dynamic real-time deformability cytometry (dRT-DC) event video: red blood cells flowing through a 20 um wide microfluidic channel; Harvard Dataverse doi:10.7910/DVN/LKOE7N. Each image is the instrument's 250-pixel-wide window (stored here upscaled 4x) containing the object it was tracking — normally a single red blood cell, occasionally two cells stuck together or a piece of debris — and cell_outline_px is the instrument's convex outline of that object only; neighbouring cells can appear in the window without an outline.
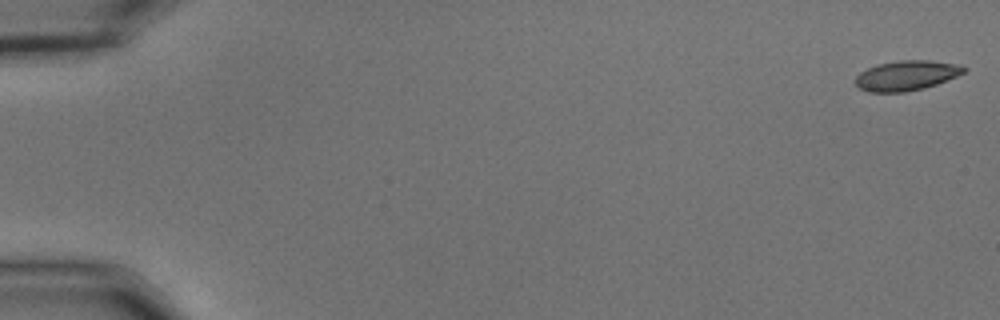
{"species": "common noctule bat (a hibernating species)", "species_latin": "Nyctalus noctula", "temperature_condition": "cold", "stored_images_in_passage": 56, "camera_frame_rate_fps": 3000, "um_per_image_px": 0.085, "animal": {"sex": "male", "body_mass_g": 15.6}, "frame": {"image": 1, "passage_image": 1, "time_ms": 0.0, "image_size_px": [1000, 320], "cell_outline_px": [[968, 68], [964, 72], [956, 76], [936, 84], [924, 88], [904, 92], [868, 92], [860, 88], [852, 80], [860, 72], [876, 64], [900, 60], [928, 60], [956, 64]], "centroid_in_image_um": [77.0, 6.42], "position_along_channel_um": 8.0, "area_um2": 18.9}}
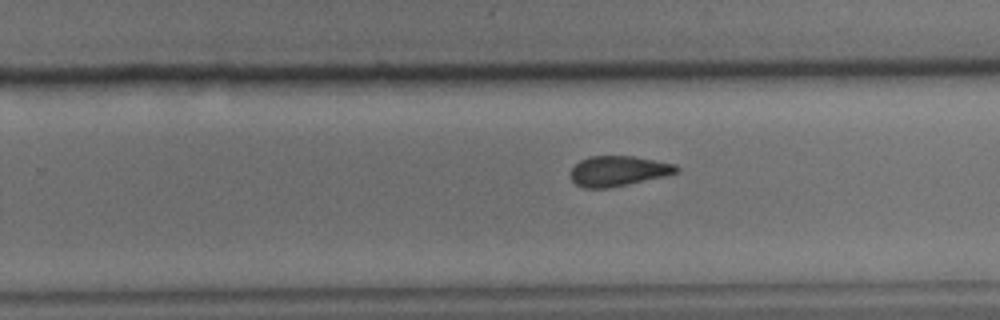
{"frame": {"image": 2, "passage_image": 36, "time_ms": 11.667, "image_size_px": [1000, 320], "cell_outline_px": [[680, 172], [664, 176], [608, 188], [584, 188], [576, 184], [568, 176], [568, 172], [580, 160], [588, 156], [632, 156], [656, 160], [676, 164], [680, 168]], "centroid_in_image_um": [52.53, 14.53], "position_along_channel_um": 277.3, "area_um2": 18.79}}
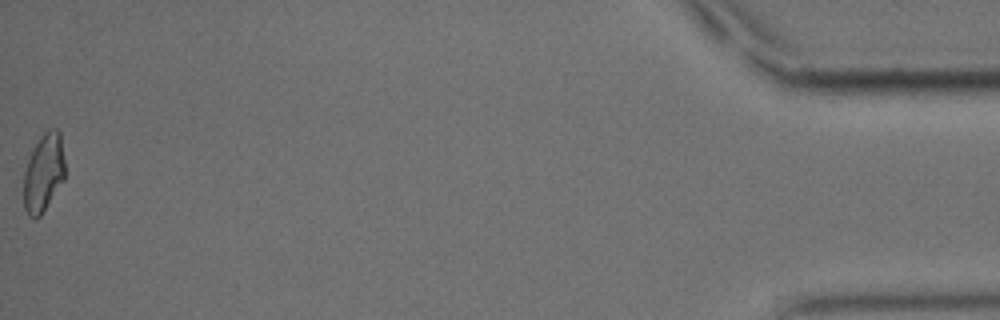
{"frame": {"image": 3, "passage_image": 56, "time_ms": 18.333, "image_size_px": [1000, 320], "cell_outline_px": [[64, 180], [40, 216], [36, 220], [28, 216], [24, 208], [24, 172], [28, 160], [40, 136], [48, 128], [56, 128], [60, 132], [64, 160]], "centroid_in_image_um": [3.7, 14.7], "position_along_channel_um": 431.5, "area_um2": 18.73}, "authors_computed_cell_mechanics": {"area_um2": 19.3341, "velocity_mm_per_s": 3.645, "shape_relaxation_time_tau1_ms": 7.4378, "shape_relaxation_time_tau2_ms": 2.3284, "deformation_change_tau1": 0.1731, "deformation_change_tau2": 0.0724}}